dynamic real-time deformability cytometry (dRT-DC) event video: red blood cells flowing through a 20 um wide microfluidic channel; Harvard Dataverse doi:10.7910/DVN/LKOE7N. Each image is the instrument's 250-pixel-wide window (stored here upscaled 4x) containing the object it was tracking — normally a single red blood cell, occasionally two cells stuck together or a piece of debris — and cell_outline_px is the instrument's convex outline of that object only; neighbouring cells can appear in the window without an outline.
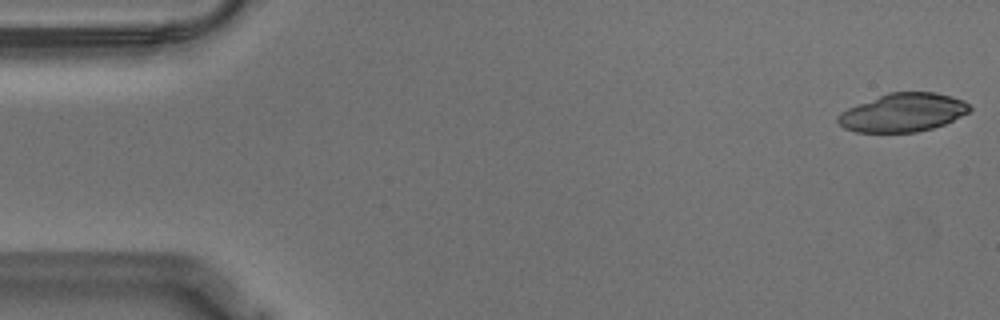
{"species": "Egyptian fruit bat (a non-hibernating species)", "species_latin": "Rousettus aegyptiacus", "temperature_condition": "warm", "stored_images_in_passage": 55, "camera_frame_rate_fps": 3000, "um_per_image_px": 0.085, "animal": {"sex": "male"}, "frame": {"image": 1, "passage_image": 1, "time_ms": 0.0, "image_size_px": [1000, 320], "cell_outline_px": [[972, 108], [968, 112], [944, 124], [932, 128], [916, 132], [856, 132], [844, 128], [836, 120], [836, 116], [840, 112], [848, 108], [888, 92], [936, 92], [952, 96], [964, 100]], "centroid_in_image_um": [76.74, 9.56], "position_along_channel_um": 8.3, "area_um2": 29.42}}
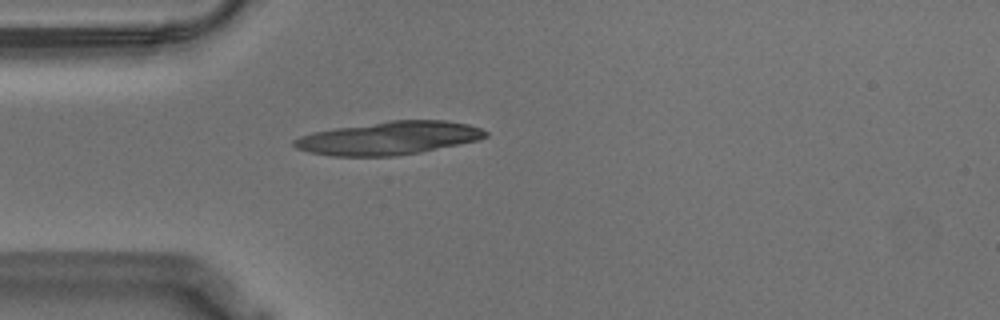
{"frame": {"image": 2, "passage_image": 15, "time_ms": 4.667, "image_size_px": [1000, 320], "cell_outline_px": [[488, 136], [480, 140], [420, 152], [396, 156], [332, 156], [308, 152], [296, 148], [292, 144], [292, 140], [300, 136], [312, 132], [336, 128], [392, 120], [444, 120], [468, 124], [480, 128], [488, 132]], "centroid_in_image_um": [33.05, 11.74], "position_along_channel_um": 51.9, "area_um2": 37.05}}